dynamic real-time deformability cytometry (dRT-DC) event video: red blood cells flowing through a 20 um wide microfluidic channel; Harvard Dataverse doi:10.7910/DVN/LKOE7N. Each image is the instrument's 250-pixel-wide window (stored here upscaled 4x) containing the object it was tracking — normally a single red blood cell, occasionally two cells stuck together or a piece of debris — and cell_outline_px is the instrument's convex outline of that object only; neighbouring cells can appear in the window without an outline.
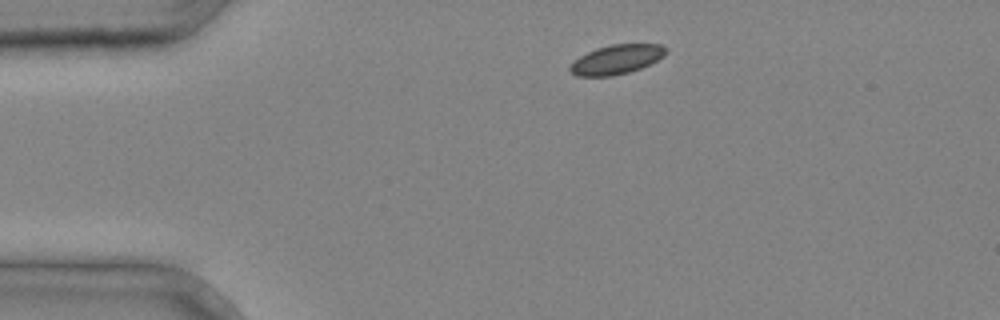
{"species": "common noctule bat (a hibernating species)", "species_latin": "Nyctalus noctula", "temperature_condition": "cold", "stored_images_in_passage": 2, "camera_frame_rate_fps": 3000, "um_per_image_px": 0.085, "animal": {"sex": "male", "body_mass_g": 20.4}, "frame": {"image": 1, "passage_image": 1, "time_ms": 0.0, "image_size_px": [1000, 320], "cell_outline_px": [[668, 52], [664, 56], [640, 68], [628, 72], [612, 76], [576, 76], [568, 68], [580, 56], [596, 48], [612, 44], [660, 44], [668, 48]], "centroid_in_image_um": [52.43, 5.04], "position_along_channel_um": 32.6, "area_um2": 16.24}}